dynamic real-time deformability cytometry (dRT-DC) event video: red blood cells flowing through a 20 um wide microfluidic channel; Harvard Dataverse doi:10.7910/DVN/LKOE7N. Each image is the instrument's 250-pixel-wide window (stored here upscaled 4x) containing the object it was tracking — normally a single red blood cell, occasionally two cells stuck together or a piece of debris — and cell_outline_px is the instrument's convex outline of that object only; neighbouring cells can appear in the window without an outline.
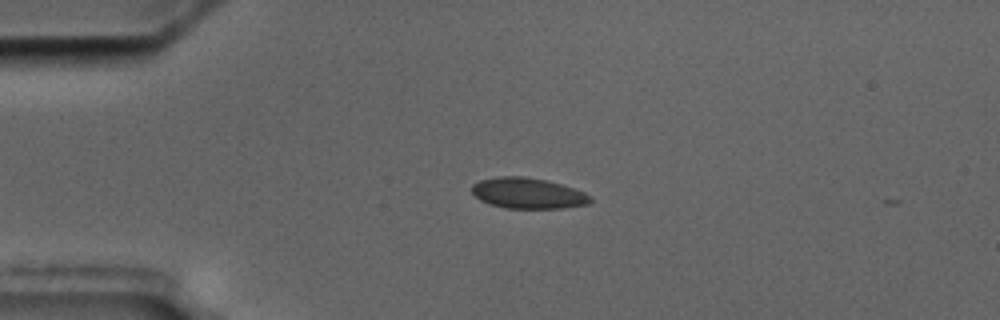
{"species": "common noctule bat (a hibernating species)", "species_latin": "Nyctalus noctula", "temperature_condition": "cold", "stored_images_in_passage": 4, "camera_frame_rate_fps": 3000, "um_per_image_px": 0.085, "animal": {"sex": "male", "body_mass_g": 17.5, "forearm_length_mm": 52.3}, "frame": {"image": 1, "passage_image": 3, "time_ms": 3.333, "image_size_px": [1000, 320], "cell_outline_px": [[592, 200], [588, 204], [564, 208], [504, 208], [488, 204], [480, 200], [472, 192], [472, 184], [480, 180], [496, 176], [524, 176], [544, 180], [576, 188], [592, 196]], "centroid_in_image_um": [44.87, 16.42], "position_along_channel_um": 40.1, "area_um2": 21.39}}